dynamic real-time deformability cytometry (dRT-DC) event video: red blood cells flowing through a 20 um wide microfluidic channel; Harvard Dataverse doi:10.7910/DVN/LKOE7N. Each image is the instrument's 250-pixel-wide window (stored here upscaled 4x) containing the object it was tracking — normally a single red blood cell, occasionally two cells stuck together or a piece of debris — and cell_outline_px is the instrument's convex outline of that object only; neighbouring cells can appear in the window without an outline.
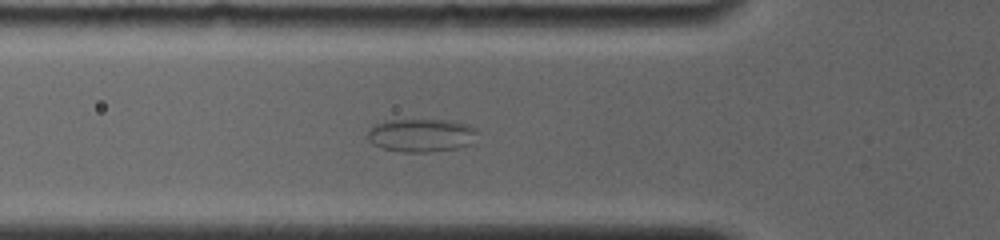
{"species": "common noctule bat (a hibernating species)", "species_latin": "Nyctalus noctula", "temperature_condition": "room temperature", "stored_images_in_passage": 30, "camera_frame_rate_fps": 4000, "um_per_image_px": 0.085, "animal": {"sex": "female", "body_mass_g": 19.0, "forearm_length_mm": 56.7}, "frame": {"image": 1, "passage_image": 2, "time_ms": 0.5, "image_size_px": [1000, 240], "cell_outline_px": [[476, 144], [456, 148], [428, 152], [404, 152], [384, 148], [372, 144], [368, 140], [368, 132], [376, 124], [384, 120], [444, 120], [468, 124], [476, 128]], "centroid_in_image_um": [35.85, 11.5], "position_along_channel_um": 89.9, "area_um2": 21.33}}
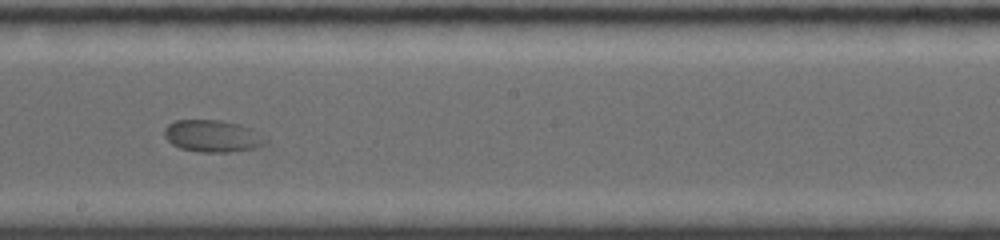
{"frame": {"image": 2, "passage_image": 18, "time_ms": 4.25, "image_size_px": [1000, 240], "cell_outline_px": [[268, 140], [264, 144], [256, 148], [232, 152], [196, 152], [180, 148], [172, 144], [164, 136], [164, 128], [168, 124], [176, 120], [220, 120], [240, 124], [248, 128]], "centroid_in_image_um": [18.02, 11.57], "position_along_channel_um": 230.2, "area_um2": 18.84}}
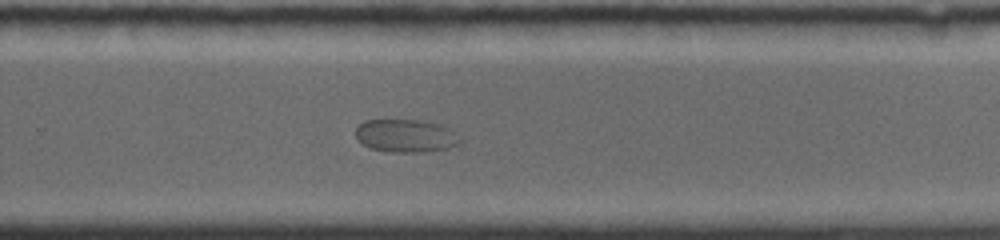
{"frame": {"image": 3, "passage_image": 26, "time_ms": 6.0, "image_size_px": [1000, 240], "cell_outline_px": [[460, 144], [448, 148], [420, 152], [392, 152], [372, 148], [364, 144], [356, 136], [356, 128], [364, 120], [416, 120], [436, 124], [448, 128], [460, 140]], "centroid_in_image_um": [34.46, 11.54], "position_along_channel_um": 295.3, "area_um2": 19.54}}